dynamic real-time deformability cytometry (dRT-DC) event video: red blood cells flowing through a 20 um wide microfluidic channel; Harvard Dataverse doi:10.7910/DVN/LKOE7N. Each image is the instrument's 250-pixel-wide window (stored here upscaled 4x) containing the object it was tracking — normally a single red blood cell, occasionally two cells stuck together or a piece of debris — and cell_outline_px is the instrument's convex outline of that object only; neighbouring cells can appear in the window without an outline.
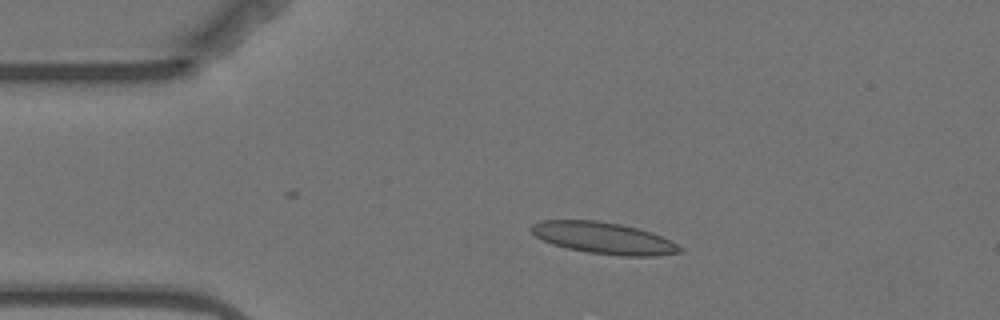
{"species": "Egyptian fruit bat (a non-hibernating species)", "species_latin": "Rousettus aegyptiacus", "temperature_condition": "warm", "stored_images_in_passage": 5, "camera_frame_rate_fps": 3000, "um_per_image_px": 0.085, "animal": {"sex": "female"}, "frame": {"image": 1, "passage_image": 4, "time_ms": 3.333, "image_size_px": [1000, 320], "cell_outline_px": [[684, 252], [656, 256], [620, 256], [588, 252], [568, 248], [552, 244], [536, 236], [528, 228], [532, 224], [540, 220], [596, 220], [620, 224], [652, 232], [684, 248]], "centroid_in_image_um": [51.31, 20.23], "position_along_channel_um": 33.7, "area_um2": 27.34}}
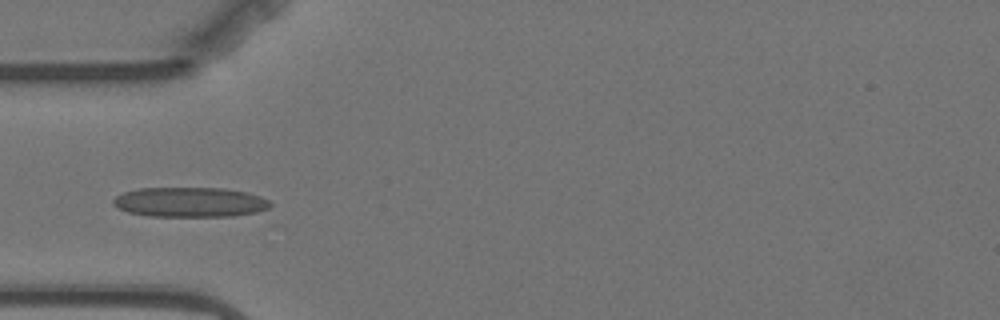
{"frame": {"image": 2, "passage_image": 5, "time_ms": 5.333, "image_size_px": [1000, 320], "cell_outline_px": [[272, 204], [268, 208], [256, 212], [232, 216], [148, 216], [128, 212], [116, 208], [112, 204], [112, 200], [116, 196], [124, 192], [140, 188], [224, 188], [248, 192], [260, 196], [268, 200]], "centroid_in_image_um": [16.12, 17.18], "position_along_channel_um": 68.9, "area_um2": 27.4}}